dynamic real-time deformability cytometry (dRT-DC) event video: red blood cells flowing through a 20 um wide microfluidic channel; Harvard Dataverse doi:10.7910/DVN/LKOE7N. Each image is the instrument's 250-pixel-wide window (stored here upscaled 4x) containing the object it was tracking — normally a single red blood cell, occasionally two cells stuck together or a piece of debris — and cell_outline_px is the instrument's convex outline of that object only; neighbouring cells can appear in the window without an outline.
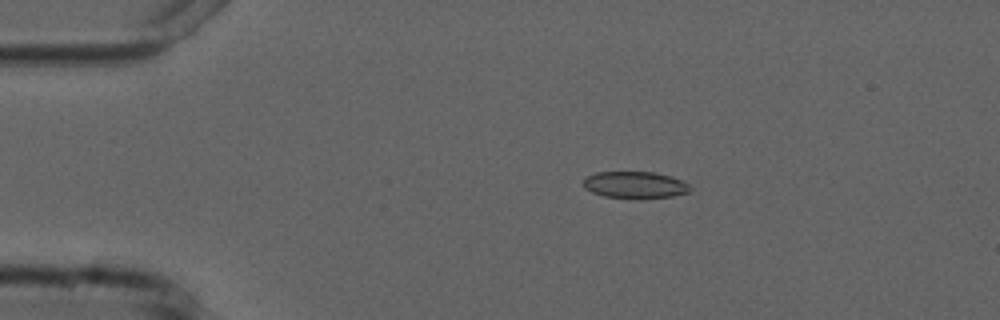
{"species": "common noctule bat (a hibernating species)", "species_latin": "Nyctalus noctula", "temperature_condition": "cold", "stored_images_in_passage": 14, "camera_frame_rate_fps": 3000, "um_per_image_px": 0.085, "animal": {"sex": "male", "forearm_length_mm": 52.5}, "frame": {"image": 1, "passage_image": 3, "time_ms": 2.667, "image_size_px": [1000, 320], "cell_outline_px": [[692, 188], [688, 192], [672, 196], [644, 200], [640, 200], [604, 196], [592, 192], [584, 188], [584, 180], [588, 176], [596, 172], [652, 172], [672, 176], [688, 184]], "centroid_in_image_um": [53.99, 15.74], "position_along_channel_um": 31.0, "area_um2": 16.94}}
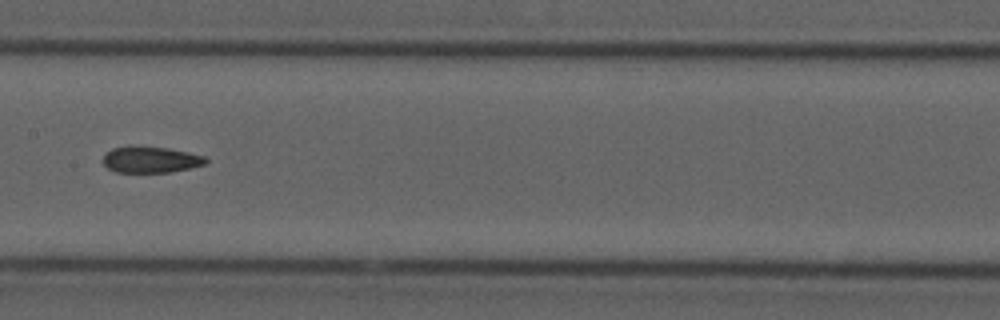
{"frame": {"image": 2, "passage_image": 7, "time_ms": 8.333, "image_size_px": [1000, 320], "cell_outline_px": [[208, 160], [204, 164], [188, 168], [168, 172], [116, 172], [108, 168], [104, 164], [104, 152], [112, 148], [168, 148], [188, 152], [204, 156]], "centroid_in_image_um": [12.81, 13.59], "position_along_channel_um": 194.6, "area_um2": 15.09}}
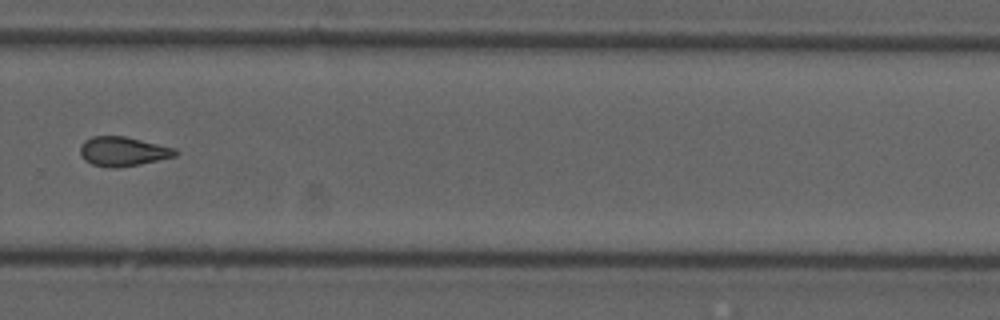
{"frame": {"image": 3, "passage_image": 10, "time_ms": 11.667, "image_size_px": [1000, 320], "cell_outline_px": [[180, 152], [176, 156], [140, 164], [116, 168], [108, 168], [92, 164], [84, 160], [80, 156], [80, 144], [84, 140], [92, 136], [124, 136], [176, 148]], "centroid_in_image_um": [10.44, 12.87], "position_along_channel_um": 319.4, "area_um2": 16.47}, "authors_computed_cell_mechanics": {"area_um2": 16.6464, "velocity_mm_per_s": 3.7616, "shape_relaxation_time_tau1_ms": null, "shape_relaxation_time_tau2_ms": 2.5419, "deformation_change_tau1": null, "deformation_change_tau2": 0.0749}}